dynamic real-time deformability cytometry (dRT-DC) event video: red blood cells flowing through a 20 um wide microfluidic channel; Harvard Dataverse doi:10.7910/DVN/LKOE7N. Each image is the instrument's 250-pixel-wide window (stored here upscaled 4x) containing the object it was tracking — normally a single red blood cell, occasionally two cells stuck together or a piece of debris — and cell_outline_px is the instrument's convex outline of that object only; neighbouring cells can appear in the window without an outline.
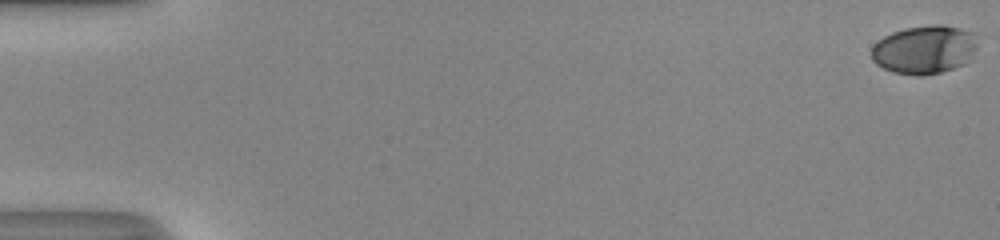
{"species": "human", "species_latin": "Homo sapiens", "temperature_condition": "room temperature", "stored_images_in_passage": 54, "camera_frame_rate_fps": 3000, "um_per_image_px": 0.085, "donor": {"sex": "male"}, "frame": {"image": 1, "passage_image": 1, "time_ms": 0.0, "image_size_px": [1000, 240], "cell_outline_px": [[976, 48], [968, 60], [964, 64], [940, 72], [920, 76], [916, 76], [892, 72], [876, 64], [872, 60], [872, 44], [876, 40], [892, 32], [904, 28], [936, 24], [944, 24], [976, 32]], "centroid_in_image_um": [78.56, 4.2], "position_along_channel_um": 6.4, "area_um2": 30.23}}
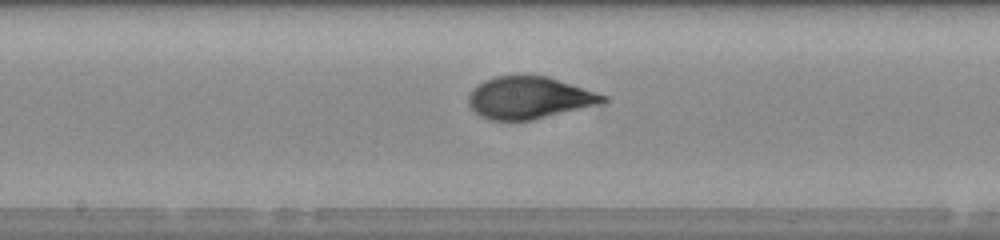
{"frame": {"image": 2, "passage_image": 30, "time_ms": 9.667, "image_size_px": [1000, 240], "cell_outline_px": [[608, 100], [532, 120], [492, 120], [480, 116], [468, 104], [468, 96], [472, 88], [484, 80], [496, 76], [548, 76], [608, 96]], "centroid_in_image_um": [44.9, 8.3], "position_along_channel_um": 203.3, "area_um2": 32.31}}
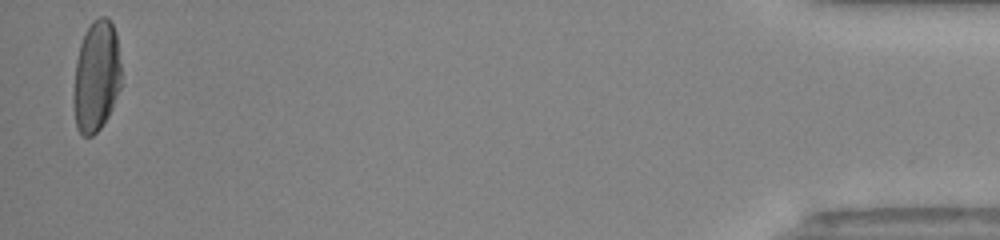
{"frame": {"image": 3, "passage_image": 53, "time_ms": 17.333, "image_size_px": [1000, 240], "cell_outline_px": [[120, 88], [112, 108], [108, 116], [100, 128], [92, 136], [84, 136], [76, 128], [72, 104], [72, 96], [76, 60], [80, 44], [84, 32], [92, 20], [100, 16], [104, 16], [112, 24], [116, 32], [120, 64]], "centroid_in_image_um": [8.15, 6.5], "position_along_channel_um": 427.0, "area_um2": 31.21}, "authors_computed_cell_mechanics": {"area_um2": 31.7611, "velocity_mm_per_s": 4.086, "shape_relaxation_time_tau1_ms": 4.0275, "shape_relaxation_time_tau2_ms": 0.7182, "deformation_change_tau1": 0.1939, "deformation_change_tau2": 0.0601}}